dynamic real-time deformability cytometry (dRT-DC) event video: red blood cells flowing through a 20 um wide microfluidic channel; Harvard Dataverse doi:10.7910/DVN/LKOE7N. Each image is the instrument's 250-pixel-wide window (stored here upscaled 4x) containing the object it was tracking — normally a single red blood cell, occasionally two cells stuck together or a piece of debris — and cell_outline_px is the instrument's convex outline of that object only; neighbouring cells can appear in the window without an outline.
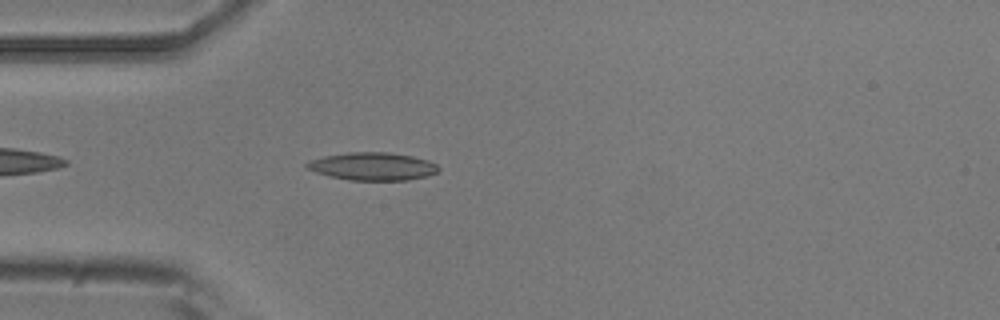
{"species": "common noctule bat (a hibernating species)", "species_latin": "Nyctalus noctula", "temperature_condition": "room temperature", "stored_images_in_passage": 37, "camera_frame_rate_fps": 3000, "um_per_image_px": 0.085, "animal": {"sex": "male", "body_mass_g": 20.5, "forearm_length_mm": 52.5}, "frame": {"image": 1, "passage_image": 4, "time_ms": 1.0, "image_size_px": [1000, 320], "cell_outline_px": [[440, 168], [436, 172], [428, 176], [408, 180], [348, 180], [328, 176], [316, 172], [308, 168], [304, 164], [308, 160], [324, 156], [348, 152], [388, 152], [412, 156], [428, 160], [436, 164]], "centroid_in_image_um": [31.66, 14.14], "position_along_channel_um": 53.3, "area_um2": 21.44}}
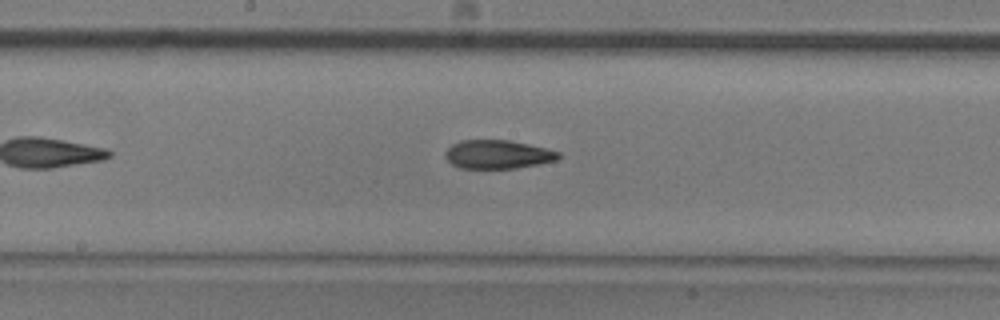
{"frame": {"image": 2, "passage_image": 16, "time_ms": 5.0, "image_size_px": [1000, 320], "cell_outline_px": [[560, 156], [556, 160], [540, 164], [516, 168], [460, 168], [452, 164], [444, 156], [444, 152], [452, 144], [460, 140], [508, 140], [528, 144], [560, 152]], "centroid_in_image_um": [42.28, 13.12], "position_along_channel_um": 205.9, "area_um2": 18.84}}
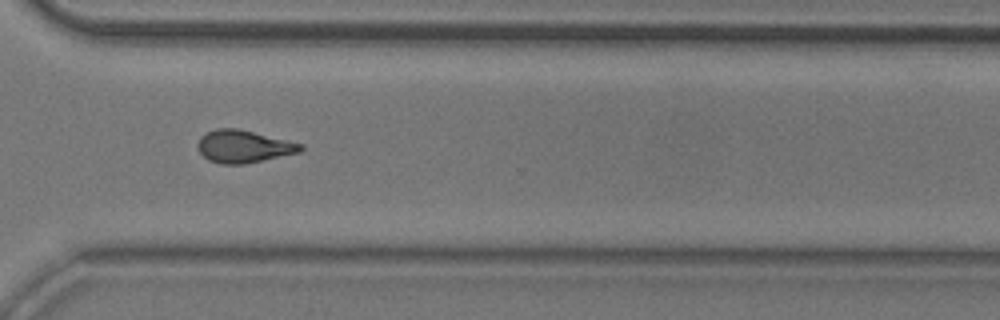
{"frame": {"image": 3, "passage_image": 27, "time_ms": 8.667, "image_size_px": [1000, 320], "cell_outline_px": [[304, 148], [300, 152], [244, 164], [220, 164], [208, 160], [196, 148], [196, 144], [200, 136], [216, 128], [236, 128], [304, 144]], "centroid_in_image_um": [20.67, 12.45], "position_along_channel_um": 349.9, "area_um2": 19.48}, "authors_computed_cell_mechanics": {"area_um2": 19.363, "velocity_mm_per_s": 3.94, "shape_relaxation_time_tau1_ms": null, "shape_relaxation_time_tau2_ms": 2.356, "deformation_change_tau1": null, "deformation_change_tau2": 0.1035}}